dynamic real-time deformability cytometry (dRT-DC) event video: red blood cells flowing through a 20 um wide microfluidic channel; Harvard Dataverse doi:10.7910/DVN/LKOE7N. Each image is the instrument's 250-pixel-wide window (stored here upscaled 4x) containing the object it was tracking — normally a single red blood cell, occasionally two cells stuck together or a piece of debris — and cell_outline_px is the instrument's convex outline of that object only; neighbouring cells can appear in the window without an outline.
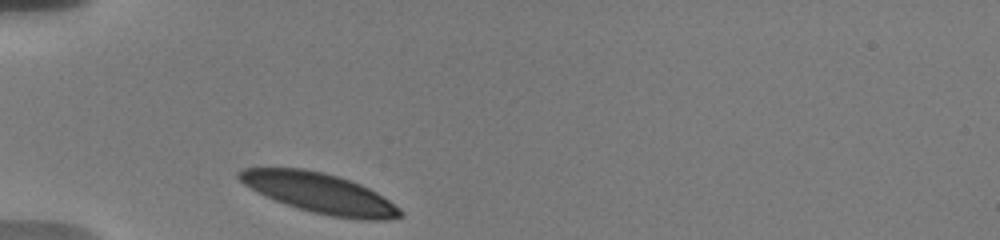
{"species": "human", "species_latin": "Homo sapiens", "temperature_condition": "warm", "stored_images_in_passage": 32, "camera_frame_rate_fps": 3000, "um_per_image_px": 0.085, "donor": {"sex": "male"}, "frame": {"image": 1, "passage_image": 1, "time_ms": 0.0, "image_size_px": [1000, 240], "cell_outline_px": [[404, 216], [388, 220], [360, 220], [332, 216], [312, 212], [264, 196], [244, 184], [236, 176], [236, 172], [244, 168], [304, 168], [324, 172], [360, 184], [376, 192], [400, 208], [404, 212]], "centroid_in_image_um": [27.19, 16.42], "position_along_channel_um": 57.8, "area_um2": 37.34}}
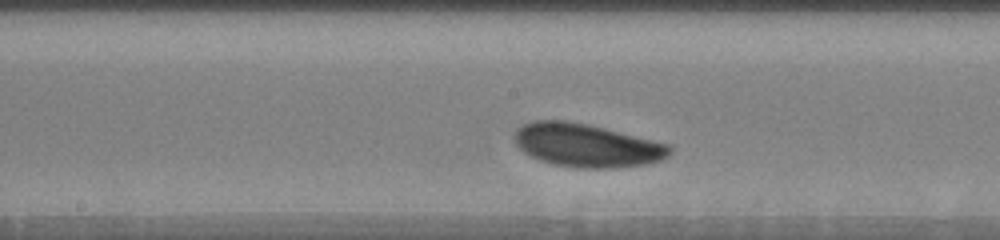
{"frame": {"image": 2, "passage_image": 14, "time_ms": 4.333, "image_size_px": [1000, 240], "cell_outline_px": [[672, 152], [668, 156], [660, 160], [648, 164], [616, 168], [576, 168], [552, 164], [528, 156], [512, 140], [516, 128], [524, 124], [536, 120], [568, 120], [588, 124], [668, 144], [672, 148]], "centroid_in_image_um": [49.83, 12.36], "position_along_channel_um": 198.4, "area_um2": 39.42}}
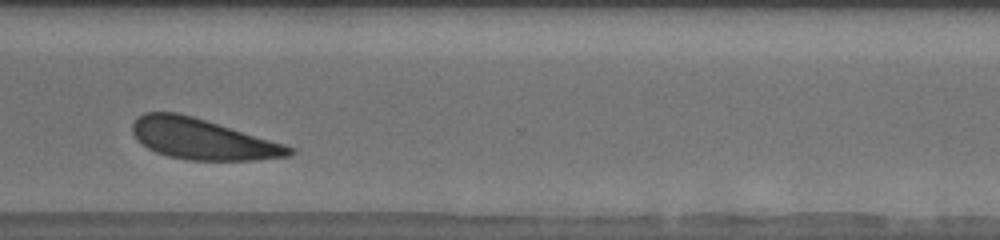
{"frame": {"image": 3, "passage_image": 27, "time_ms": 8.667, "image_size_px": [1000, 240], "cell_outline_px": [[296, 152], [288, 156], [256, 160], [188, 160], [168, 156], [156, 152], [148, 148], [132, 132], [132, 124], [144, 112], [176, 112], [192, 116], [284, 144], [292, 148]], "centroid_in_image_um": [17.2, 11.83], "position_along_channel_um": 353.4, "area_um2": 36.59}, "authors_computed_cell_mechanics": {"area_um2": 38.2925, "velocity_mm_per_s": 3.5674, "shape_relaxation_time_tau1_ms": 1.529, "shape_relaxation_time_tau2_ms": 5.9498, "deformation_change_tau1": 0.096, "deformation_change_tau2": 0.1325}}